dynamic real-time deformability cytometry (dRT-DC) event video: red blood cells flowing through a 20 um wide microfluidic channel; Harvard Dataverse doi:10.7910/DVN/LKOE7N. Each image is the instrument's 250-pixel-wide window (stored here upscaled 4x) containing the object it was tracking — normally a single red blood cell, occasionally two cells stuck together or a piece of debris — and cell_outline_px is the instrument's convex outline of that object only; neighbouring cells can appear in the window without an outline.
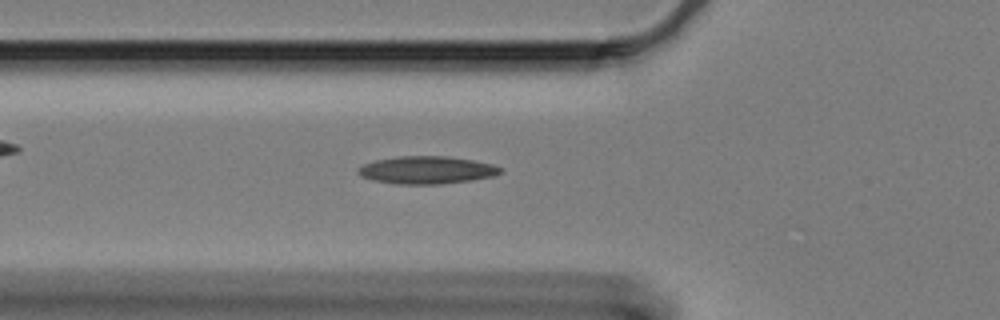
{"species": "Egyptian fruit bat (a non-hibernating species)", "species_latin": "Rousettus aegyptiacus", "temperature_condition": "cold", "stored_images_in_passage": 43, "camera_frame_rate_fps": 3000, "um_per_image_px": 0.085, "animal": {"sex": "female"}, "frame": {"image": 1, "passage_image": 7, "time_ms": 2.0, "image_size_px": [1000, 320], "cell_outline_px": [[504, 172], [492, 176], [472, 180], [440, 184], [396, 184], [376, 180], [360, 176], [356, 172], [364, 164], [376, 160], [400, 156], [448, 156], [472, 160], [492, 164], [504, 168]], "centroid_in_image_um": [36.32, 14.45], "position_along_channel_um": 89.5, "area_um2": 22.83}}
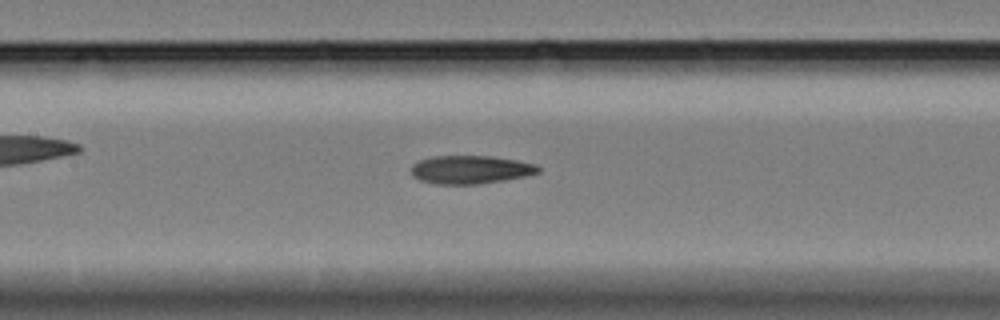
{"frame": {"image": 2, "passage_image": 14, "time_ms": 4.333, "image_size_px": [1000, 320], "cell_outline_px": [[540, 172], [528, 176], [504, 180], [476, 184], [436, 184], [420, 180], [412, 176], [412, 164], [420, 160], [432, 156], [492, 156], [516, 160], [536, 164], [540, 168]], "centroid_in_image_um": [40.01, 14.42], "position_along_channel_um": 167.4, "area_um2": 20.98}}
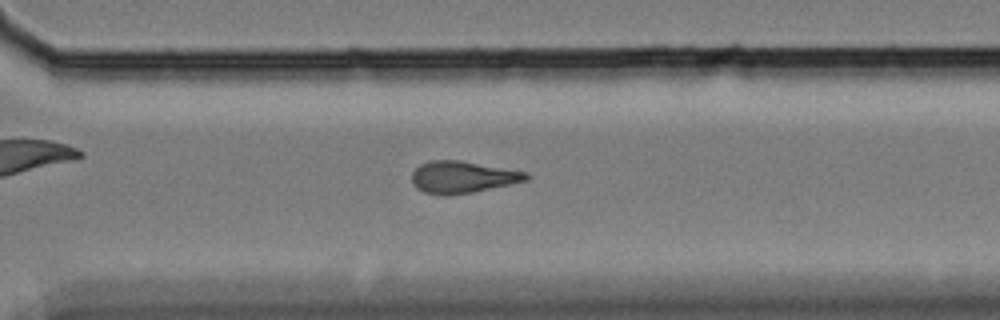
{"frame": {"image": 3, "passage_image": 29, "time_ms": 9.333, "image_size_px": [1000, 320], "cell_outline_px": [[528, 180], [472, 192], [448, 196], [444, 196], [424, 192], [416, 188], [412, 180], [412, 172], [420, 164], [432, 160], [460, 160], [528, 172]], "centroid_in_image_um": [39.29, 15.05], "position_along_channel_um": 331.3, "area_um2": 21.21}}